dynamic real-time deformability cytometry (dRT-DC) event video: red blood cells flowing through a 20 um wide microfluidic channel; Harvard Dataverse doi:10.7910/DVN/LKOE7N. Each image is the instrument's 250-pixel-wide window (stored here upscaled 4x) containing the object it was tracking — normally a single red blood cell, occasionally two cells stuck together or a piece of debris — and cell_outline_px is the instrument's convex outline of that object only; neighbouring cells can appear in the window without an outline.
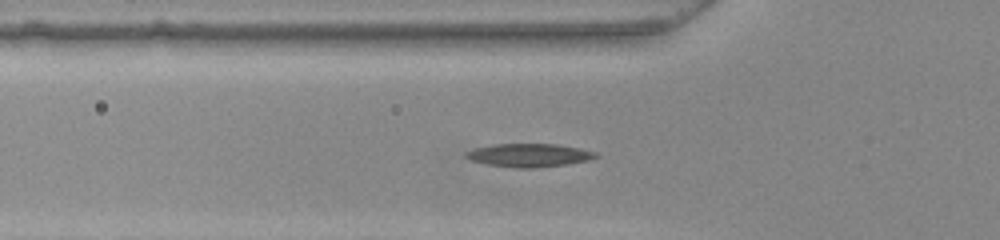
{"species": "common noctule bat (a hibernating species)", "species_latin": "Nyctalus noctula", "temperature_condition": "warm", "stored_images_in_passage": 52, "camera_frame_rate_fps": 3000, "um_per_image_px": 0.085, "animal": {"sex": "female", "body_mass_g": 22.0, "forearm_length_mm": 56.7}, "frame": {"image": 1, "passage_image": 17, "time_ms": 5.333, "image_size_px": [1000, 240], "cell_outline_px": [[600, 156], [588, 160], [564, 164], [532, 168], [516, 168], [488, 164], [472, 160], [464, 156], [464, 152], [476, 148], [492, 144], [556, 144], [580, 148], [596, 152]], "centroid_in_image_um": [44.97, 13.18], "position_along_channel_um": 80.8, "area_um2": 17.46}}
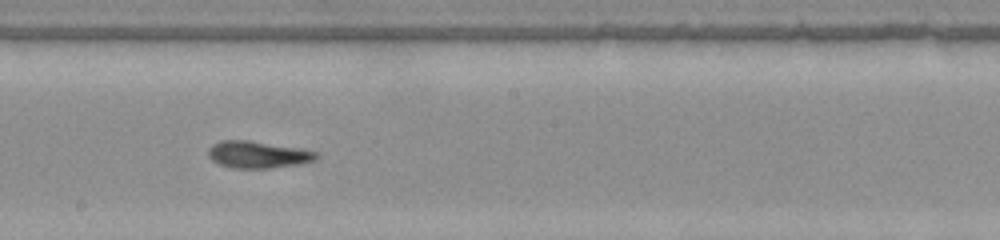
{"frame": {"image": 2, "passage_image": 28, "time_ms": 9.0, "image_size_px": [1000, 240], "cell_outline_px": [[320, 156], [316, 160], [300, 164], [268, 168], [232, 168], [220, 164], [212, 160], [208, 156], [208, 148], [212, 144], [220, 140], [248, 140], [300, 148], [316, 152]], "centroid_in_image_um": [21.91, 13.13], "position_along_channel_um": 226.3, "area_um2": 17.05}}
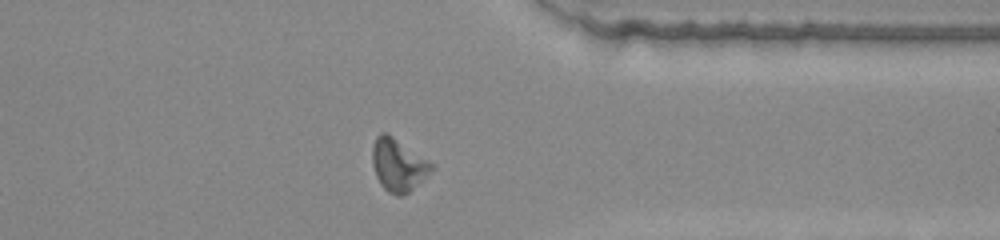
{"frame": {"image": 3, "passage_image": 40, "time_ms": 13.0, "image_size_px": [1000, 240], "cell_outline_px": [[432, 172], [408, 192], [400, 196], [396, 196], [388, 192], [380, 184], [376, 176], [372, 164], [372, 148], [376, 136], [380, 132], [388, 132], [432, 164]], "centroid_in_image_um": [33.81, 14.01], "position_along_channel_um": 377.6, "area_um2": 17.98}, "authors_computed_cell_mechanics": {"area_um2": 16.9643, "velocity_mm_per_s": 3.9552, "shape_relaxation_time_tau1_ms": 5.079, "shape_relaxation_time_tau2_ms": 4.4045, "deformation_change_tau1": 0.1584, "deformation_change_tau2": 0.1457}}